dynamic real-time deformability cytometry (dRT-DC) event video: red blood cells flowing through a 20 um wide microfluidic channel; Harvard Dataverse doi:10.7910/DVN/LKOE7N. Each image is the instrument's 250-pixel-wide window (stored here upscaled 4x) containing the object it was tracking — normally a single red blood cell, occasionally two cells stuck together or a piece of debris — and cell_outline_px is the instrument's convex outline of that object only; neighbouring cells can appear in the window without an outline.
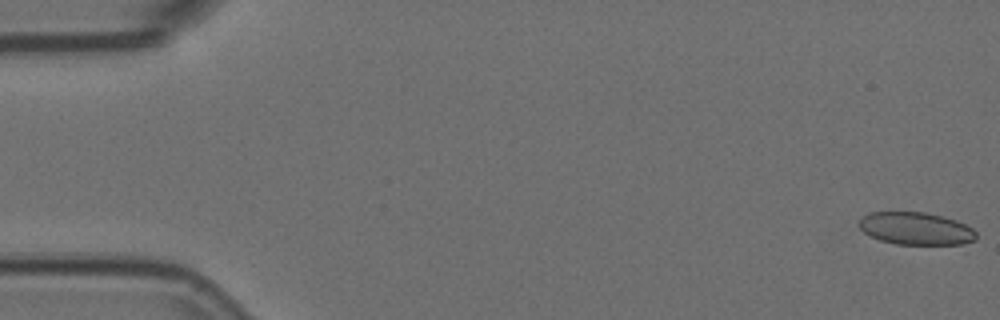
{"species": "Egyptian fruit bat (a non-hibernating species)", "species_latin": "Rousettus aegyptiacus", "temperature_condition": "room temperature", "stored_images_in_passage": 6, "camera_frame_rate_fps": 3000, "um_per_image_px": 0.085, "animal": {"sex": "female"}, "frame": {"image": 1, "passage_image": 1, "time_ms": 0.0, "image_size_px": [1000, 320], "cell_outline_px": [[976, 240], [964, 244], [896, 244], [880, 240], [864, 232], [860, 228], [860, 220], [864, 216], [872, 212], [924, 212], [956, 220], [972, 228], [976, 232]], "centroid_in_image_um": [77.88, 19.43], "position_along_channel_um": 7.1, "area_um2": 21.96}}